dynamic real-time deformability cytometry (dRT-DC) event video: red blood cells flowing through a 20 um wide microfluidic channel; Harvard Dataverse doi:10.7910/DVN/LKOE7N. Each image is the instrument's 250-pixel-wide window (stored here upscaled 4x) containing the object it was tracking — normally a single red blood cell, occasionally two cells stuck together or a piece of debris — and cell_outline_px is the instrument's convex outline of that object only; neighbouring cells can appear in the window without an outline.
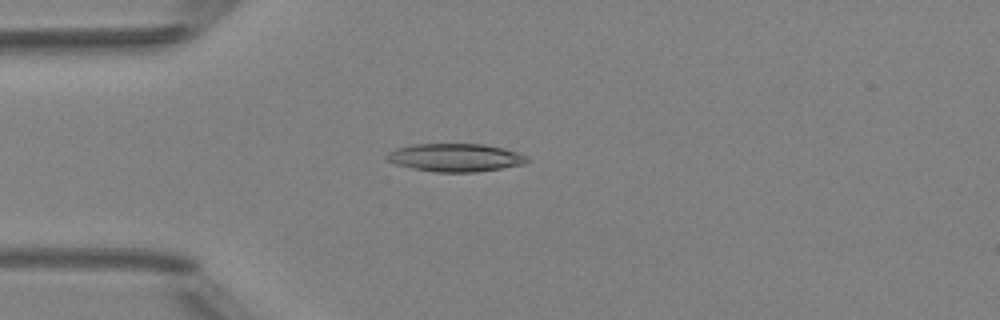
{"species": "Egyptian fruit bat (a non-hibernating species)", "species_latin": "Rousettus aegyptiacus", "temperature_condition": "room temperature", "stored_images_in_passage": 3, "camera_frame_rate_fps": 3000, "um_per_image_px": 0.085, "animal": {"sex": "female"}, "frame": {"image": 1, "passage_image": 2, "time_ms": 1.333, "image_size_px": [1000, 320], "cell_outline_px": [[532, 160], [524, 164], [476, 172], [436, 172], [412, 168], [396, 164], [388, 160], [384, 156], [388, 152], [396, 148], [412, 144], [484, 144], [504, 148], [516, 152]], "centroid_in_image_um": [38.69, 13.39], "position_along_channel_um": 46.3, "area_um2": 22.89}}